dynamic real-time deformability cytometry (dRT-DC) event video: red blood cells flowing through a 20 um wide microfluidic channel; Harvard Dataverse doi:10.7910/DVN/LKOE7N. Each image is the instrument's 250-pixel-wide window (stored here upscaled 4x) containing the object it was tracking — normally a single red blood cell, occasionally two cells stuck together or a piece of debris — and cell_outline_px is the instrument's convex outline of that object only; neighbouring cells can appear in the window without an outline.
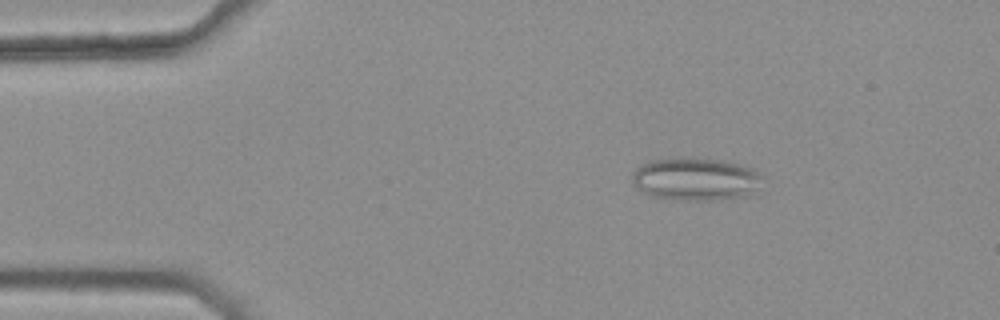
{"species": "common noctule bat (a hibernating species)", "species_latin": "Nyctalus noctula", "temperature_condition": "warm", "stored_images_in_passage": 4, "segment_of_instrument_passage": [1, 2], "camera_frame_rate_fps": 3000, "um_per_image_px": 0.085, "animal": {"sex": "female", "body_mass_g": 25.1}, "frame": {"image": 1, "passage_image": 1, "time_ms": 0.0, "image_size_px": [1000, 320], "cell_outline_px": [[760, 176], [744, 196], [720, 200], [680, 200], [652, 196], [644, 192], [632, 180], [632, 172], [640, 164], [648, 160], [692, 156], [720, 160], [752, 168]], "centroid_in_image_um": [58.99, 15.19], "position_along_channel_um": 26.0, "area_um2": 31.91}}